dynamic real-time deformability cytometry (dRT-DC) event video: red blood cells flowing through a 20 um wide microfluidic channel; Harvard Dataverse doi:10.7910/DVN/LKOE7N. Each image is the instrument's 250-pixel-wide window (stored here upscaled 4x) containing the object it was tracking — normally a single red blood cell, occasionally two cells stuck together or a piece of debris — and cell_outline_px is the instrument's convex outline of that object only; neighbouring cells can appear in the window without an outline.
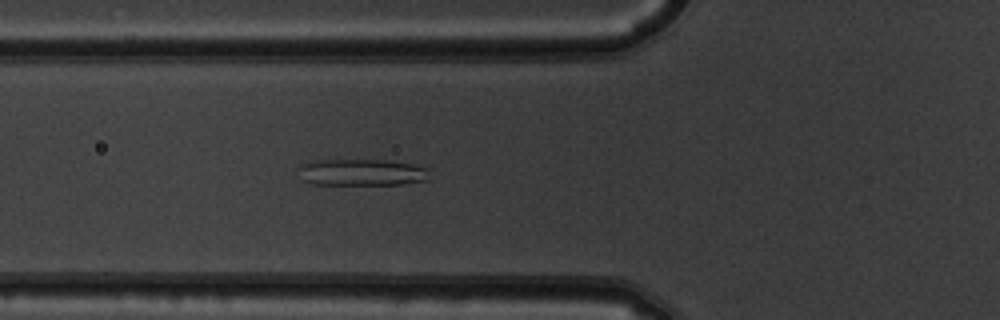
{"species": "common noctule bat (a hibernating species)", "species_latin": "Nyctalus noctula", "temperature_condition": "warm", "stored_images_in_passage": 53, "camera_frame_rate_fps": 3000, "um_per_image_px": 0.085, "animal": {"sex": "male", "body_mass_g": 19.5, "forearm_length_mm": 54.6}, "frame": {"image": 1, "passage_image": 20, "time_ms": 6.333, "image_size_px": [1000, 320], "cell_outline_px": [[428, 180], [404, 184], [312, 184], [300, 180], [296, 168], [312, 160], [388, 160], [412, 164], [428, 168]], "centroid_in_image_um": [30.69, 14.65], "position_along_channel_um": 95.1, "area_um2": 20.58}}
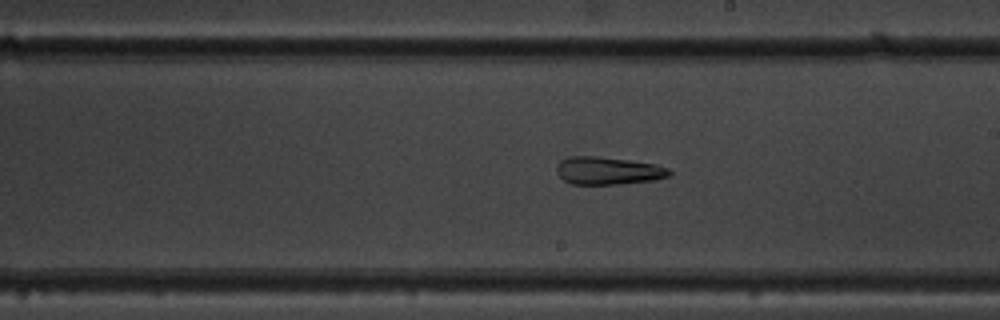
{"frame": {"image": 2, "passage_image": 31, "time_ms": 10.0, "image_size_px": [1000, 320], "cell_outline_px": [[672, 172], [668, 176], [656, 180], [616, 184], [572, 184], [564, 180], [556, 172], [556, 168], [560, 160], [572, 156], [596, 156], [628, 160], [656, 164], [668, 168]], "centroid_in_image_um": [51.69, 14.51], "position_along_channel_um": 237.3, "area_um2": 18.15}}
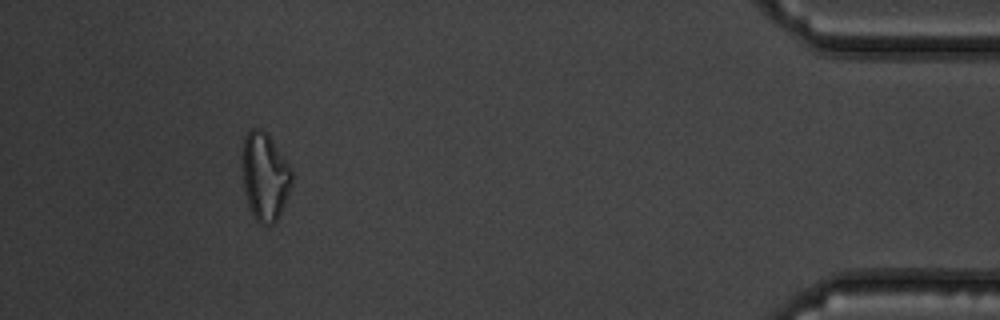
{"frame": {"image": 3, "passage_image": 49, "time_ms": 16.0, "image_size_px": [1000, 320], "cell_outline_px": [[292, 184], [284, 204], [276, 220], [272, 224], [260, 224], [256, 220], [248, 204], [244, 192], [240, 164], [244, 136], [252, 128], [260, 128], [268, 132], [288, 164], [292, 172]], "centroid_in_image_um": [22.47, 14.95], "position_along_channel_um": 412.7, "area_um2": 25.72}}